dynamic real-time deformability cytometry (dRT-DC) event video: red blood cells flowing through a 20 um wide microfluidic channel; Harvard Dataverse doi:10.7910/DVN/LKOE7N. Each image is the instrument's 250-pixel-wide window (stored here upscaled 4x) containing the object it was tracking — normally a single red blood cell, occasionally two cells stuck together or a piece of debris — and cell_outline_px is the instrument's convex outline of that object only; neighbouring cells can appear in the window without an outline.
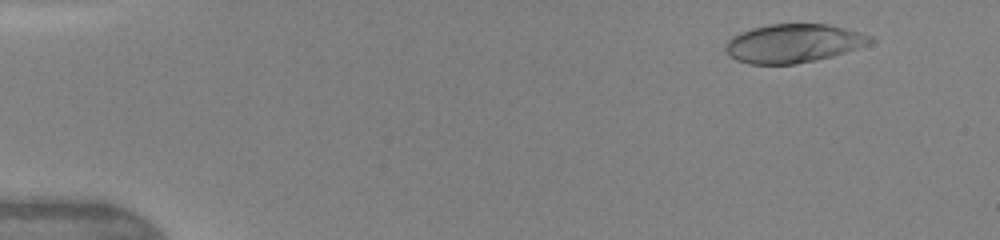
{"species": "human", "species_latin": "Homo sapiens", "temperature_condition": "warm", "stored_images_in_passage": 10, "camera_frame_rate_fps": 3000, "um_per_image_px": 0.085, "donor": {"sex": "female"}, "frame": {"image": 1, "passage_image": 2, "time_ms": 0.667, "image_size_px": [1000, 240], "cell_outline_px": [[876, 40], [868, 44], [832, 56], [816, 60], [796, 64], [748, 64], [736, 60], [728, 56], [724, 48], [724, 44], [732, 36], [740, 32], [752, 28], [768, 24], [828, 24], [860, 32], [872, 36]], "centroid_in_image_um": [67.39, 3.68], "position_along_channel_um": 17.6, "area_um2": 32.71}}
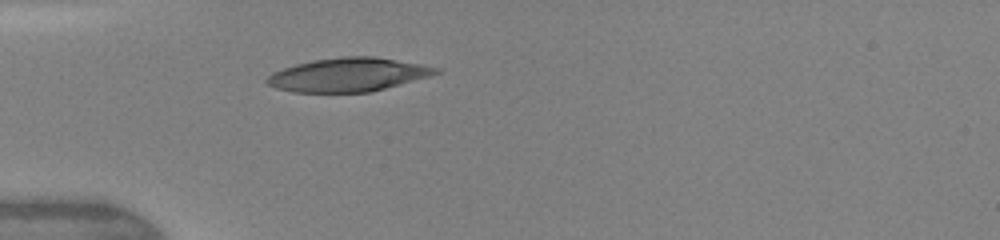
{"frame": {"image": 2, "passage_image": 6, "time_ms": 4.0, "image_size_px": [1000, 240], "cell_outline_px": [[440, 72], [428, 76], [384, 88], [368, 92], [292, 92], [276, 88], [268, 84], [264, 80], [272, 72], [296, 64], [312, 60], [344, 56], [372, 56], [420, 64], [440, 68]], "centroid_in_image_um": [29.54, 6.35], "position_along_channel_um": 55.5, "area_um2": 32.71}}